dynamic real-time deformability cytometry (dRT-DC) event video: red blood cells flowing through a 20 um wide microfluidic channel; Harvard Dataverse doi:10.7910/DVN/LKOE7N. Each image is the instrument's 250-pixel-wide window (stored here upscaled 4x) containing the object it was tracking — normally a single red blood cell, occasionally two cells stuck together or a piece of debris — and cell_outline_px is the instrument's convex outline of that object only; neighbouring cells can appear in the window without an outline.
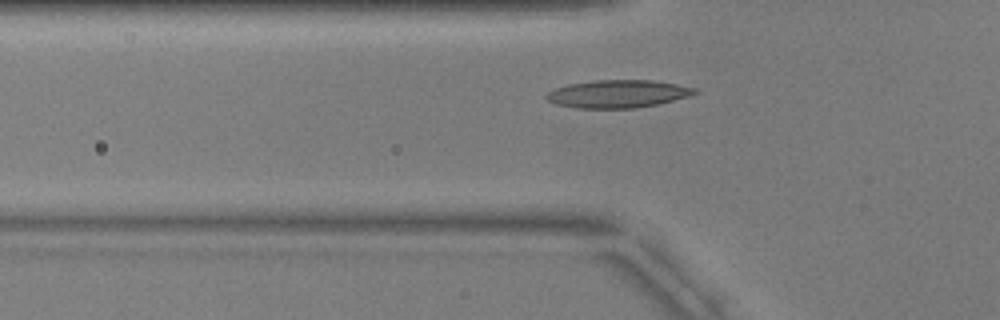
{"species": "common noctule bat (a hibernating species)", "species_latin": "Nyctalus noctula", "temperature_condition": "warm", "stored_images_in_passage": 16, "camera_frame_rate_fps": 3000, "um_per_image_px": 0.085, "animal": {"sex": "male", "body_mass_g": 17.9, "forearm_length_mm": 54.2}, "frame": {"image": 1, "passage_image": 13, "time_ms": 4.0, "image_size_px": [1000, 320], "cell_outline_px": [[700, 92], [688, 96], [656, 104], [636, 108], [576, 108], [556, 104], [548, 100], [544, 96], [548, 92], [556, 88], [568, 84], [596, 80], [652, 80], [700, 88]], "centroid_in_image_um": [52.54, 7.97], "position_along_channel_um": 73.3, "area_um2": 23.99}}